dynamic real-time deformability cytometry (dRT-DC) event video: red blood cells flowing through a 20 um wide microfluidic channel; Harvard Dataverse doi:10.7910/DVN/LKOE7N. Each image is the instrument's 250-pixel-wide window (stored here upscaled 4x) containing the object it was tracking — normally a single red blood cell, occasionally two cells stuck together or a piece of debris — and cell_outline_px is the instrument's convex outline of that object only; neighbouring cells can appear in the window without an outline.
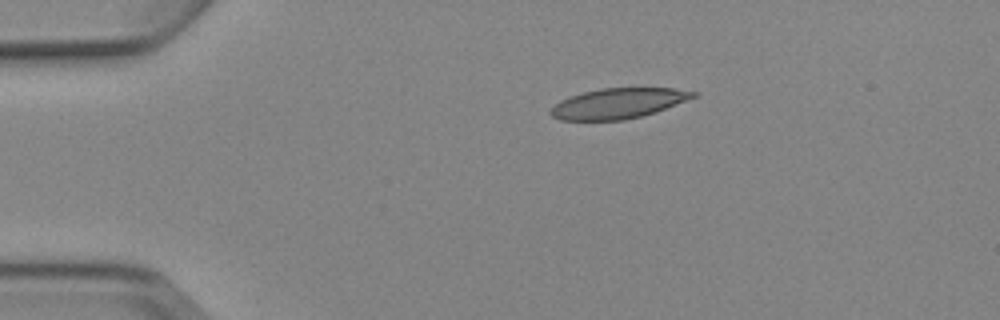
{"species": "Egyptian fruit bat (a non-hibernating species)", "species_latin": "Rousettus aegyptiacus", "temperature_condition": "cold", "stored_images_in_passage": 3, "camera_frame_rate_fps": 3000, "um_per_image_px": 0.085, "animal": {"sex": "female"}, "frame": {"image": 1, "passage_image": 1, "time_ms": 0.0, "image_size_px": [1000, 320], "cell_outline_px": [[700, 92], [696, 96], [656, 112], [624, 120], [560, 120], [552, 116], [548, 112], [560, 100], [568, 96], [600, 88], [676, 88]], "centroid_in_image_um": [52.54, 8.78], "position_along_channel_um": 32.5, "area_um2": 25.14}}
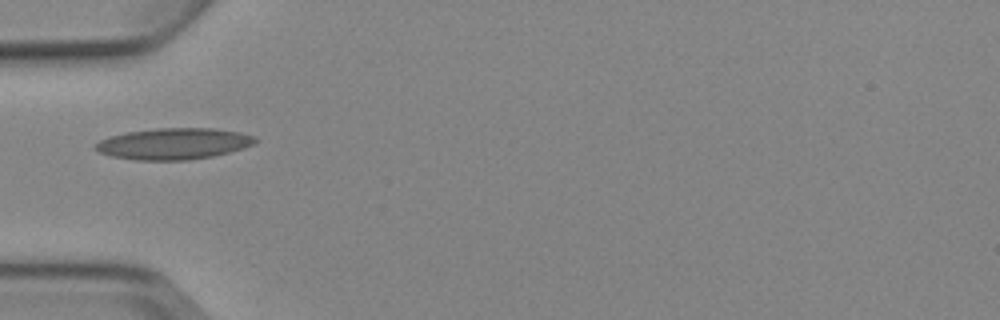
{"frame": {"image": 2, "passage_image": 3, "time_ms": 2.333, "image_size_px": [1000, 320], "cell_outline_px": [[260, 140], [256, 144], [244, 148], [212, 156], [188, 160], [136, 160], [112, 156], [100, 152], [92, 148], [100, 140], [108, 136], [128, 132], [156, 128], [212, 128], [240, 132], [256, 136]], "centroid_in_image_um": [14.8, 12.21], "position_along_channel_um": 70.2, "area_um2": 29.3}}